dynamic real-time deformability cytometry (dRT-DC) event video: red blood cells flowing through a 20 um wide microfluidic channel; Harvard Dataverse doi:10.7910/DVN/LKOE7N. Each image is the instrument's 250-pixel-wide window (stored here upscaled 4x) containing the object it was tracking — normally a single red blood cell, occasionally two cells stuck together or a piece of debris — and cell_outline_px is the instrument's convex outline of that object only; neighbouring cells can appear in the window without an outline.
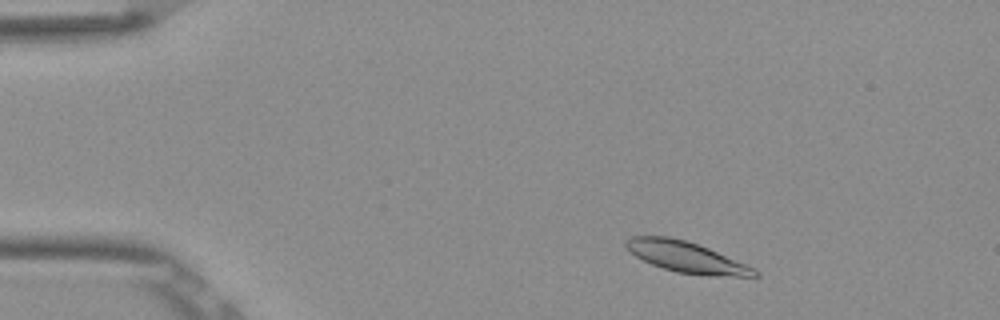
{"species": "Egyptian fruit bat (a non-hibernating species)", "species_latin": "Rousettus aegyptiacus", "temperature_condition": "room temperature", "stored_images_in_passage": 49, "camera_frame_rate_fps": 3000, "um_per_image_px": 0.085, "frame": {"image": 1, "passage_image": 4, "time_ms": 1.0, "image_size_px": [1000, 320], "cell_outline_px": [[760, 276], [708, 276], [676, 272], [652, 264], [636, 256], [624, 244], [624, 240], [632, 236], [668, 236], [684, 240], [708, 248], [756, 268], [760, 272]], "centroid_in_image_um": [58.37, 21.86], "position_along_channel_um": 26.6, "area_um2": 23.0}}
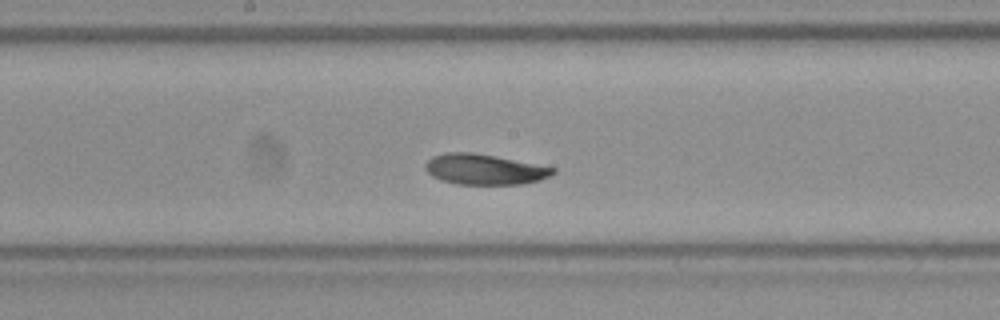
{"frame": {"image": 2, "passage_image": 24, "time_ms": 7.667, "image_size_px": [1000, 320], "cell_outline_px": [[556, 172], [540, 180], [520, 184], [456, 184], [440, 180], [432, 176], [424, 168], [424, 164], [432, 156], [444, 152], [472, 152], [496, 156], [556, 168]], "centroid_in_image_um": [41.13, 14.39], "position_along_channel_um": 207.1, "area_um2": 22.72}}
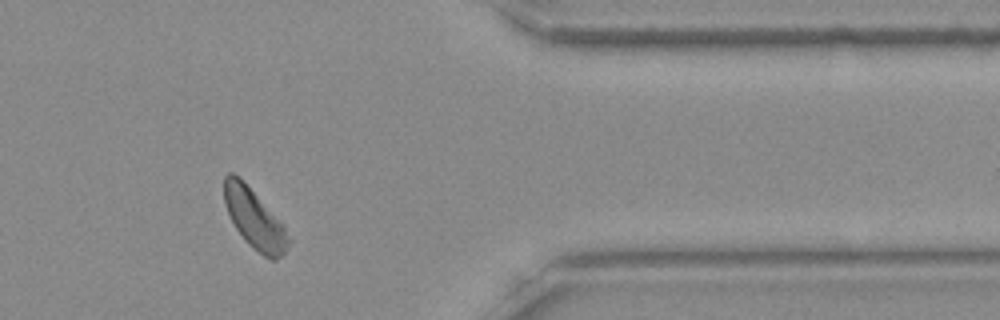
{"frame": {"image": 3, "passage_image": 40, "time_ms": 13.0, "image_size_px": [1000, 320], "cell_outline_px": [[292, 240], [284, 252], [276, 260], [272, 260], [264, 256], [252, 248], [244, 240], [236, 228], [224, 204], [224, 176], [228, 172], [232, 172], [256, 196], [284, 228]], "centroid_in_image_um": [21.6, 18.66], "position_along_channel_um": 389.8, "area_um2": 21.33}, "authors_computed_cell_mechanics": {"area_um2": 23.0044, "velocity_mm_per_s": 3.8016, "shape_relaxation_time_tau1_ms": 2.1347, "shape_relaxation_time_tau2_ms": 8.2652, "deformation_change_tau1": 0.0856, "deformation_change_tau2": 0.1057}}